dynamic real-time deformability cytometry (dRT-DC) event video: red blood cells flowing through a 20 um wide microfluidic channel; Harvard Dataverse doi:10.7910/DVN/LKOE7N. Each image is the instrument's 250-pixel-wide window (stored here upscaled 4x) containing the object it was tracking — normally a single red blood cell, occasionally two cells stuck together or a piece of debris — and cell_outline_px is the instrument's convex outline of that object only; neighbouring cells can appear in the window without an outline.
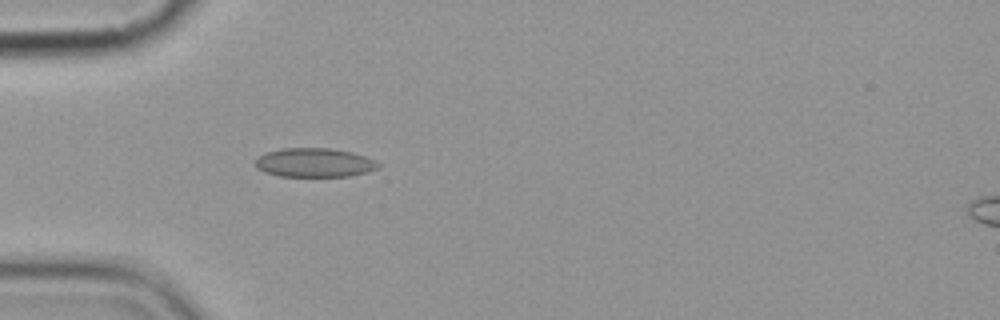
{"species": "common noctule bat (a hibernating species)", "species_latin": "Nyctalus noctula", "temperature_condition": "cold", "stored_images_in_passage": 5, "camera_frame_rate_fps": 3000, "um_per_image_px": 0.085, "animal": {"sex": "female", "body_mass_g": 19.9}, "frame": {"image": 1, "passage_image": 5, "time_ms": 4.667, "image_size_px": [1000, 320], "cell_outline_px": [[380, 164], [376, 168], [368, 172], [348, 176], [280, 176], [264, 172], [256, 168], [256, 156], [280, 148], [332, 148], [352, 152], [364, 156]], "centroid_in_image_um": [26.68, 13.82], "position_along_channel_um": 58.3, "area_um2": 20.69}}